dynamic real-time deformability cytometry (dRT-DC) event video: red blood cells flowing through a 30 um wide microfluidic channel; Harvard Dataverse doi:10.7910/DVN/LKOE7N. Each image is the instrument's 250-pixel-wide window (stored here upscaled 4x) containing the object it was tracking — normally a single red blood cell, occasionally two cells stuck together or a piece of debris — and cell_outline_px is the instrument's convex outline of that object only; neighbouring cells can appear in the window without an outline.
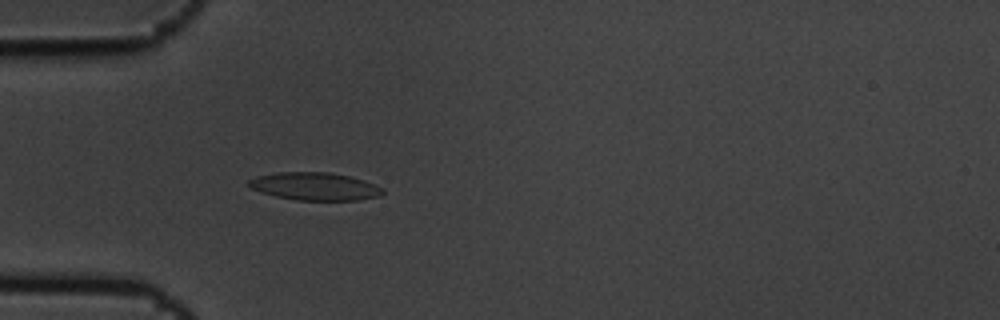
{"species": "common noctule bat (a hibernating species)", "species_latin": "Nyctalus noctula", "temperature_condition": "cold", "stored_images_in_passage": 5, "camera_frame_rate_fps": 3000, "um_per_image_px": 0.085, "animal": {"sex": "male", "body_mass_g": 19.5, "forearm_length_mm": 54.6}, "frame": {"image": 1, "passage_image": 5, "time_ms": 1.333, "image_size_px": [1000, 320], "cell_outline_px": [[384, 192], [380, 196], [356, 200], [296, 200], [276, 196], [260, 192], [252, 188], [248, 184], [248, 180], [256, 176], [276, 172], [328, 172], [348, 176], [364, 180], [384, 188]], "centroid_in_image_um": [26.76, 15.84], "position_along_channel_um": 58.2, "area_um2": 21.68}}